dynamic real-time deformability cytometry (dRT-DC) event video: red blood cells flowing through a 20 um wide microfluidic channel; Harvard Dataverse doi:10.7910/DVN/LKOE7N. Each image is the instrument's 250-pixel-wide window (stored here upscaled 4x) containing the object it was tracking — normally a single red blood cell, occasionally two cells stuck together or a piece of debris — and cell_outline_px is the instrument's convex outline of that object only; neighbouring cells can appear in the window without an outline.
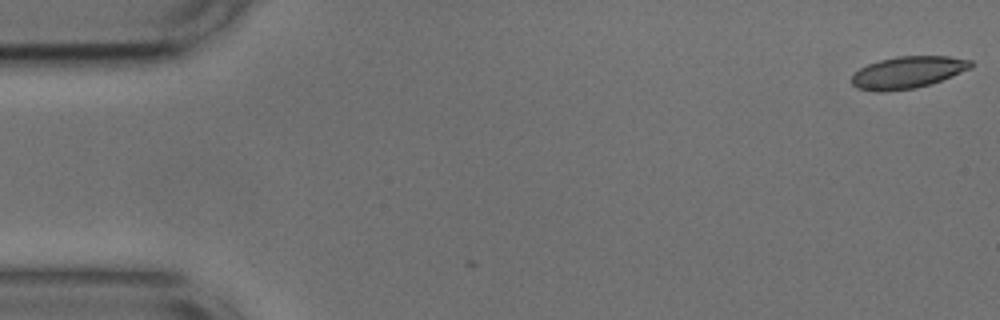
{"species": "common noctule bat (a hibernating species)", "species_latin": "Nyctalus noctula", "temperature_condition": "cold", "stored_images_in_passage": 36, "camera_frame_rate_fps": 3000, "um_per_image_px": 0.085, "animal": {"sex": "male", "body_mass_g": 17.9, "forearm_length_mm": 54.2}, "frame": {"image": 1, "passage_image": 1, "time_ms": 0.0, "image_size_px": [1000, 320], "cell_outline_px": [[972, 68], [952, 76], [916, 88], [884, 92], [876, 92], [856, 88], [852, 84], [852, 76], [860, 68], [868, 64], [880, 60], [896, 56], [948, 56], [972, 60]], "centroid_in_image_um": [77.15, 6.15], "position_along_channel_um": 7.9, "area_um2": 22.2}}
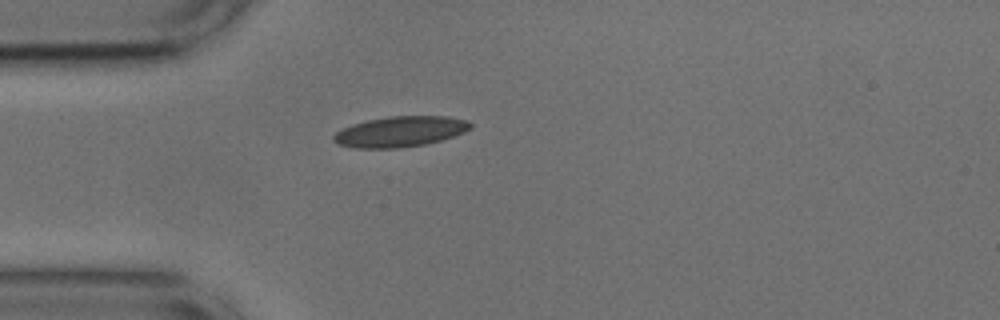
{"frame": {"image": 2, "passage_image": 14, "time_ms": 4.333, "image_size_px": [1000, 320], "cell_outline_px": [[472, 128], [464, 132], [440, 140], [424, 144], [400, 148], [352, 148], [336, 144], [332, 140], [332, 136], [336, 132], [352, 124], [368, 120], [392, 116], [448, 116], [464, 120], [472, 124]], "centroid_in_image_um": [33.97, 11.19], "position_along_channel_um": 51.0, "area_um2": 24.28}}
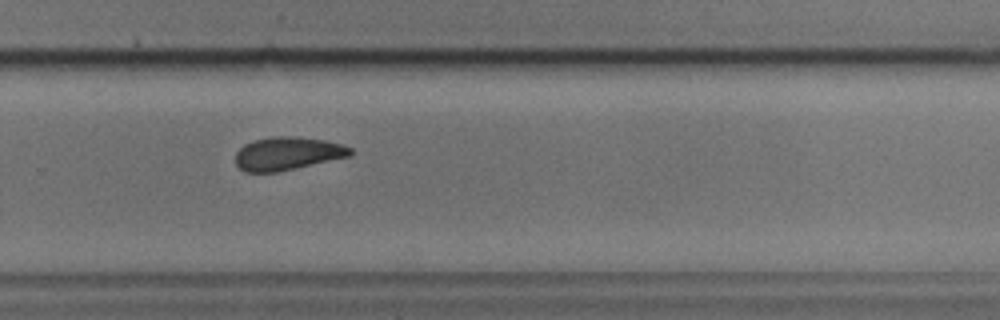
{"frame": {"image": 3, "passage_image": 35, "time_ms": 11.333, "image_size_px": [1000, 320], "cell_outline_px": [[352, 156], [276, 172], [244, 172], [236, 164], [236, 152], [244, 144], [256, 140], [272, 136], [288, 136], [324, 140], [344, 144], [352, 148]], "centroid_in_image_um": [24.46, 13.05], "position_along_channel_um": 305.3, "area_um2": 22.14}, "authors_computed_cell_mechanics": {"area_um2": 22.7443, "velocity_mm_per_s": 3.7437, "shape_relaxation_time_tau1_ms": 7.5906, "shape_relaxation_time_tau2_ms": 2.454, "deformation_change_tau1": 0.1525, "deformation_change_tau2": 0.079}}